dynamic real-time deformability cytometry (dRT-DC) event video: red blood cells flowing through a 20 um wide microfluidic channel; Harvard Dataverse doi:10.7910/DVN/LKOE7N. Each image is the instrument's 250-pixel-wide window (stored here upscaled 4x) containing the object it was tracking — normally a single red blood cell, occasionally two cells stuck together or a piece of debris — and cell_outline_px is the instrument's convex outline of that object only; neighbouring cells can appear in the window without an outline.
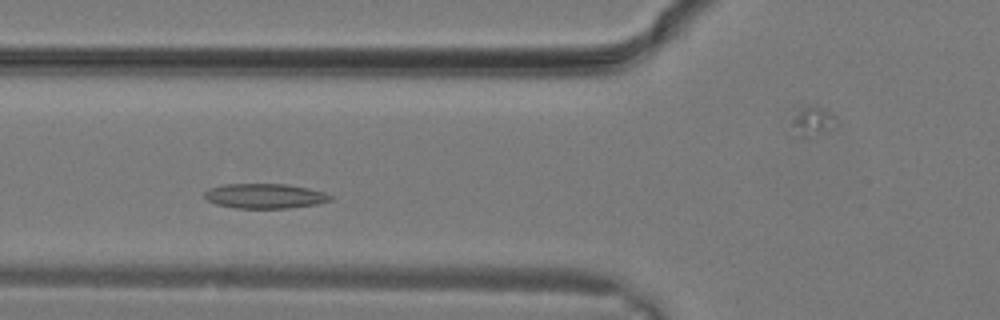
{"species": "common noctule bat (a hibernating species)", "species_latin": "Nyctalus noctula", "temperature_condition": "warm", "stored_images_in_passage": 14, "camera_frame_rate_fps": 3000, "um_per_image_px": 0.085, "animal": {"sex": "male", "body_mass_g": 19.2, "forearm_length_mm": 51.8}, "frame": {"image": 1, "passage_image": 6, "time_ms": 1.667, "image_size_px": [1000, 320], "cell_outline_px": [[332, 200], [316, 204], [288, 208], [236, 208], [216, 204], [208, 200], [204, 196], [204, 192], [208, 188], [224, 184], [288, 184], [308, 188], [324, 192], [332, 196]], "centroid_in_image_um": [22.5, 16.65], "position_along_channel_um": 103.3, "area_um2": 18.21}}
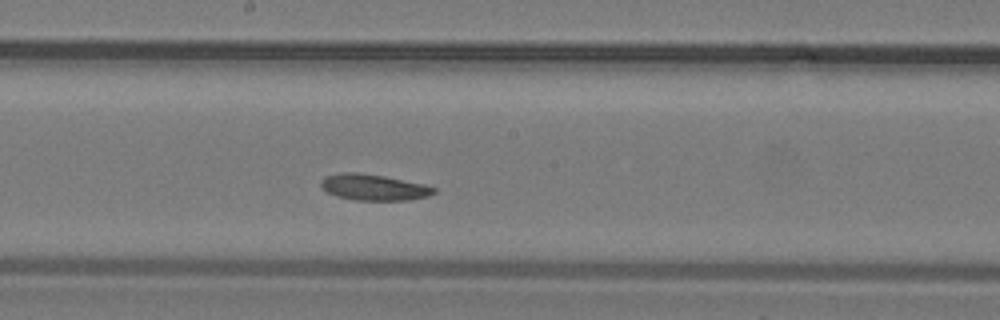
{"frame": {"image": 2, "passage_image": 11, "time_ms": 3.333, "image_size_px": [1000, 320], "cell_outline_px": [[436, 192], [428, 196], [408, 200], [356, 200], [336, 196], [328, 192], [320, 184], [320, 180], [324, 176], [344, 172], [356, 172], [384, 176], [424, 184], [436, 188]], "centroid_in_image_um": [31.76, 15.92], "position_along_channel_um": 216.4, "area_um2": 17.11}}
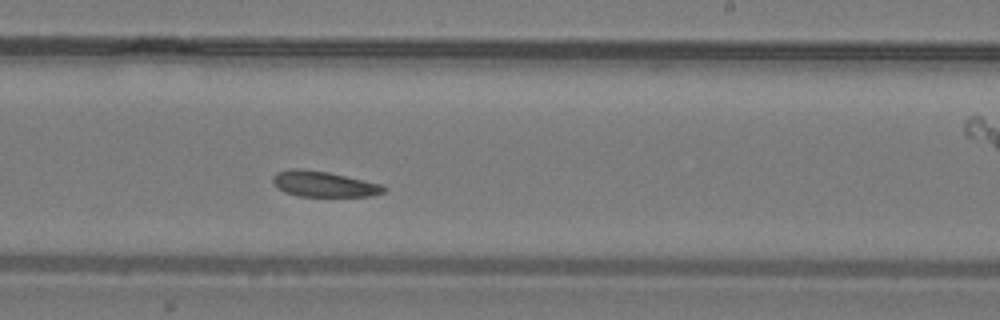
{"frame": {"image": 3, "passage_image": 13, "time_ms": 4.0, "image_size_px": [1000, 320], "cell_outline_px": [[388, 188], [384, 192], [372, 196], [300, 196], [284, 192], [276, 188], [272, 184], [272, 176], [276, 172], [292, 168], [300, 168], [328, 172], [384, 184]], "centroid_in_image_um": [27.51, 15.64], "position_along_channel_um": 261.5, "area_um2": 16.88}}